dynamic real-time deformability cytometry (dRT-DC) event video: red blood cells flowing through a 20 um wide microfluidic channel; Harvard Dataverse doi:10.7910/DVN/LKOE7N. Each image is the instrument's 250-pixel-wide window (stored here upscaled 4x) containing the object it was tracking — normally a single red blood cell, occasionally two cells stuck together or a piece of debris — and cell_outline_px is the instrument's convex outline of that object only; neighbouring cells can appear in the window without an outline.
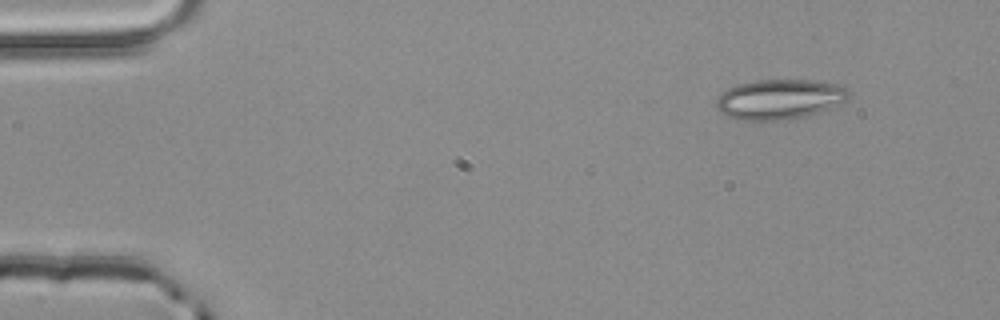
{"species": "common noctule bat (a hibernating species)", "species_latin": "Nyctalus noctula", "temperature_condition": "room temperature", "stored_images_in_passage": 3, "camera_frame_rate_fps": 3000, "um_per_image_px": 0.085, "animal": {"sex": "male", "body_mass_g": 20.4}, "frame": {"image": 1, "passage_image": 1, "time_ms": 0.0, "image_size_px": [1000, 320], "cell_outline_px": [[852, 96], [820, 112], [808, 116], [792, 120], [744, 120], [724, 116], [716, 108], [716, 100], [720, 92], [736, 84], [756, 80], [812, 80], [840, 84], [848, 88], [852, 92]], "centroid_in_image_um": [66.26, 8.43], "position_along_channel_um": 18.7, "area_um2": 31.39}}